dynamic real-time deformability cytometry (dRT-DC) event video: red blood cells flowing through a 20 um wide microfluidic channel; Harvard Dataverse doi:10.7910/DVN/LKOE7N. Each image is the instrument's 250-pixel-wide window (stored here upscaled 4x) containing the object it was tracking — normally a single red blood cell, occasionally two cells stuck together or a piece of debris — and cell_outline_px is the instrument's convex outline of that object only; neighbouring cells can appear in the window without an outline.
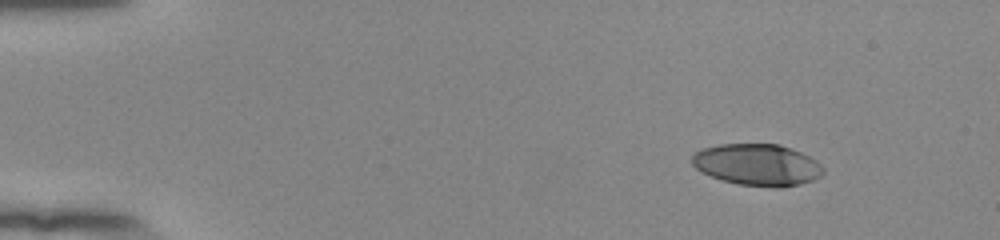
{"species": "human", "species_latin": "Homo sapiens", "temperature_condition": "room temperature", "stored_images_in_passage": 48, "camera_frame_rate_fps": 3000, "um_per_image_px": 0.085, "donor": {"sex": "female"}, "frame": {"image": 1, "passage_image": 1, "time_ms": 0.0, "image_size_px": [1000, 240], "cell_outline_px": [[824, 172], [820, 176], [812, 180], [800, 184], [780, 188], [776, 188], [740, 184], [724, 180], [700, 172], [692, 164], [692, 156], [696, 152], [704, 148], [720, 144], [780, 144], [792, 148], [816, 160], [824, 168]], "centroid_in_image_um": [64.39, 14.0], "position_along_channel_um": 20.6, "area_um2": 31.79}}
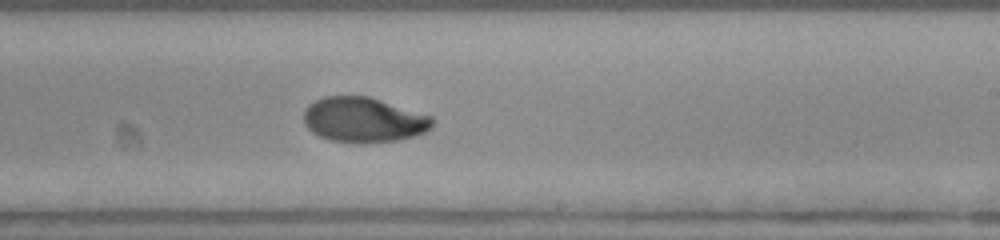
{"frame": {"image": 2, "passage_image": 28, "time_ms": 9.0, "image_size_px": [1000, 240], "cell_outline_px": [[436, 120], [432, 128], [424, 132], [400, 140], [364, 144], [332, 140], [320, 136], [312, 132], [304, 124], [304, 112], [308, 104], [324, 96], [368, 96], [432, 116]], "centroid_in_image_um": [30.92, 10.19], "position_along_channel_um": 258.1, "area_um2": 33.93}}
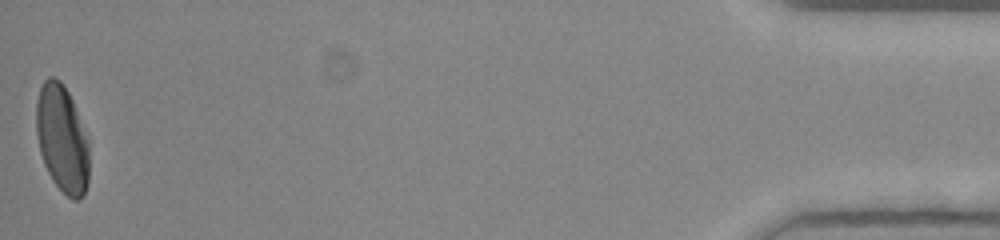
{"frame": {"image": 3, "passage_image": 48, "time_ms": 15.667, "image_size_px": [1000, 240], "cell_outline_px": [[88, 184], [84, 196], [76, 200], [72, 200], [52, 180], [44, 164], [40, 152], [36, 132], [36, 104], [40, 88], [44, 80], [48, 76], [52, 76], [60, 80], [68, 92], [72, 100], [88, 140]], "centroid_in_image_um": [5.27, 11.8], "position_along_channel_um": 429.9, "area_um2": 33.0}, "authors_computed_cell_mechanics": {"area_um2": 33.8419, "velocity_mm_per_s": 3.8952, "shape_relaxation_time_tau1_ms": 7.0939, "shape_relaxation_time_tau2_ms": null, "deformation_change_tau1": 0.2711, "deformation_change_tau2": null}}